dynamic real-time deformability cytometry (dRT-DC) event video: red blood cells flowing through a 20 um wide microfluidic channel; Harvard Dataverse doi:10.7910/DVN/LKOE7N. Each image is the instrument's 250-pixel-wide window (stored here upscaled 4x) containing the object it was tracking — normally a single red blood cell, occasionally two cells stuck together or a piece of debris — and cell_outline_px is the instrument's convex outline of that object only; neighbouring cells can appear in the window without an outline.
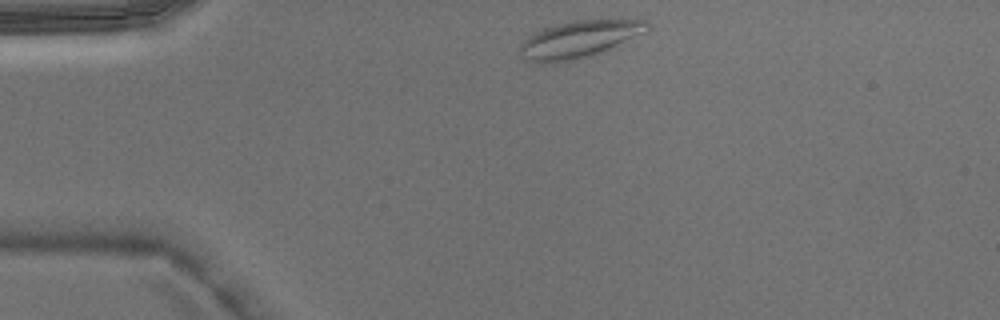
{"species": "Egyptian fruit bat (a non-hibernating species)", "species_latin": "Rousettus aegyptiacus", "temperature_condition": "warm", "stored_images_in_passage": 4, "camera_frame_rate_fps": 3000, "um_per_image_px": 0.085, "animal": {"sex": "male"}, "frame": {"image": 1, "passage_image": 4, "time_ms": 1.0, "image_size_px": [1000, 320], "cell_outline_px": [[652, 28], [644, 32], [608, 48], [572, 60], [552, 64], [544, 64], [524, 60], [520, 56], [520, 48], [524, 40], [528, 36], [544, 28], [556, 24], [576, 20], [648, 20], [652, 24]], "centroid_in_image_um": [49.17, 3.33], "position_along_channel_um": 35.8, "area_um2": 26.93}}